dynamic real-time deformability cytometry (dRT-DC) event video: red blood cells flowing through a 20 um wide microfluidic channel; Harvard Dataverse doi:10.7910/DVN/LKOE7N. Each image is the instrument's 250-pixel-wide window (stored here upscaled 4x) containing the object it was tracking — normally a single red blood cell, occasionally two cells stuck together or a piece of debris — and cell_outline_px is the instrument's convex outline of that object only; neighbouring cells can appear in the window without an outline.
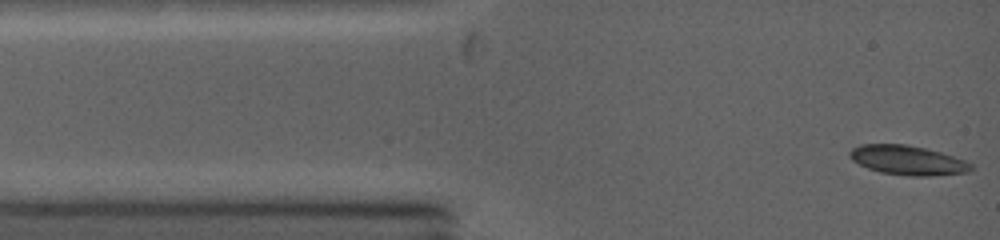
{"species": "common noctule bat (a hibernating species)", "species_latin": "Nyctalus noctula", "temperature_condition": "warm", "stored_images_in_passage": 3, "camera_frame_rate_fps": 5000, "um_per_image_px": 0.085, "animal": {"sex": "female", "body_mass_g": 19.0, "forearm_length_mm": 53.3}, "frame": {"image": 1, "passage_image": 1, "time_ms": 0.0, "image_size_px": [1000, 240], "cell_outline_px": [[972, 168], [968, 172], [928, 176], [908, 176], [880, 172], [868, 168], [852, 160], [848, 156], [848, 152], [852, 148], [860, 144], [904, 144], [924, 148], [940, 152], [964, 160], [972, 164]], "centroid_in_image_um": [77.11, 13.62], "position_along_channel_um": 7.9, "area_um2": 20.69}}
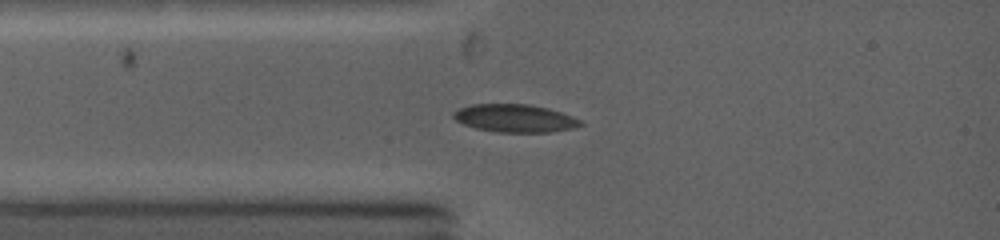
{"frame": {"image": 2, "passage_image": 3, "time_ms": 2.0, "image_size_px": [1000, 240], "cell_outline_px": [[584, 124], [572, 128], [548, 132], [496, 132], [476, 128], [464, 124], [456, 120], [452, 116], [452, 112], [460, 108], [472, 104], [528, 104], [548, 108], [572, 116], [580, 120]], "centroid_in_image_um": [43.74, 10.05], "position_along_channel_um": 41.3, "area_um2": 20.52}}